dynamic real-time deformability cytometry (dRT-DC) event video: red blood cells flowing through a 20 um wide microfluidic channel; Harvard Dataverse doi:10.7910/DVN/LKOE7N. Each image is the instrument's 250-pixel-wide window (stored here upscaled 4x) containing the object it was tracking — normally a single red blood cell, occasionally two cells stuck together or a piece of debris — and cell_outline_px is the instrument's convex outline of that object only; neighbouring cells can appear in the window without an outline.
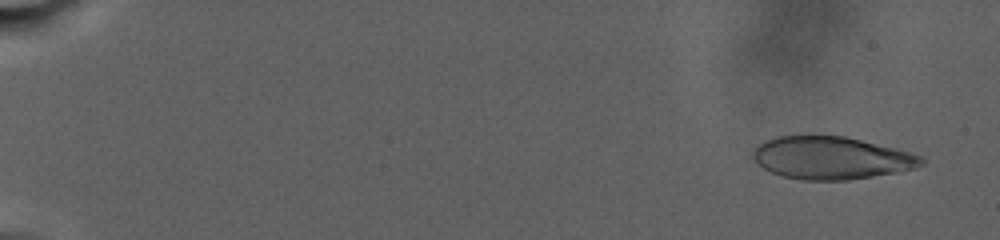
{"species": "human", "species_latin": "Homo sapiens", "temperature_condition": "warm", "stored_images_in_passage": 37, "camera_frame_rate_fps": 3000, "um_per_image_px": 0.085, "donor": {"sex": "male"}, "frame": {"image": 1, "passage_image": 3, "time_ms": 1.333, "image_size_px": [1000, 240], "cell_outline_px": [[924, 164], [912, 168], [896, 172], [848, 180], [800, 180], [784, 176], [772, 172], [756, 164], [752, 156], [752, 152], [764, 140], [776, 136], [844, 136], [908, 152], [920, 156], [924, 160]], "centroid_in_image_um": [70.6, 13.43], "position_along_channel_um": 14.4, "area_um2": 41.27}}
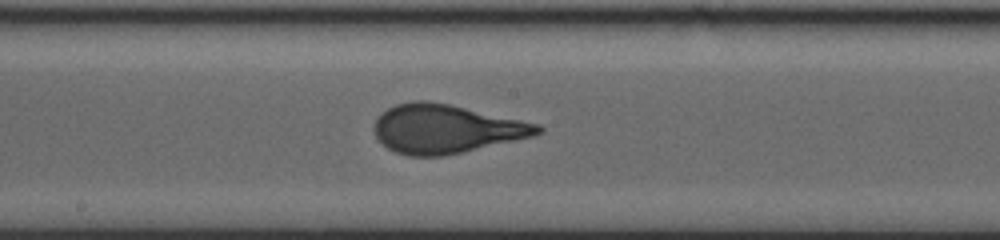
{"frame": {"image": 2, "passage_image": 23, "time_ms": 17.333, "image_size_px": [1000, 240], "cell_outline_px": [[544, 132], [532, 136], [444, 156], [408, 156], [396, 152], [388, 148], [376, 136], [372, 128], [376, 116], [380, 112], [396, 104], [412, 100], [424, 100], [448, 104], [540, 124], [544, 128]], "centroid_in_image_um": [37.86, 10.94], "position_along_channel_um": 210.3, "area_um2": 46.3}}
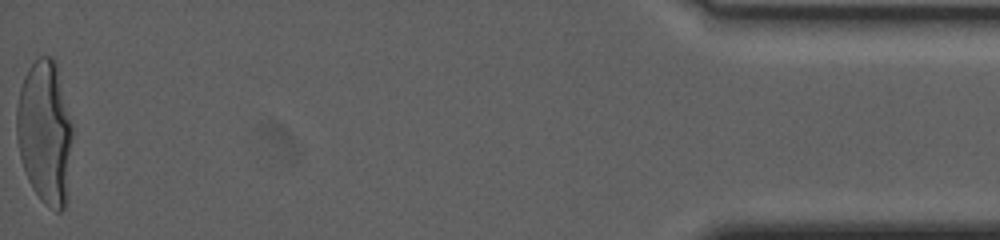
{"frame": {"image": 3, "passage_image": 37, "time_ms": 30.0, "image_size_px": [1000, 240], "cell_outline_px": [[72, 136], [68, 204], [60, 212], [56, 212], [44, 204], [40, 200], [32, 188], [28, 180], [20, 156], [16, 136], [16, 108], [20, 88], [24, 76], [28, 68], [40, 56], [52, 56], [56, 60], [72, 124]], "centroid_in_image_um": [3.84, 11.29], "position_along_channel_um": 431.4, "area_um2": 47.57}, "authors_computed_cell_mechanics": {"area_um2": 44.2748, "velocity_mm_per_s": 2.378, "shape_relaxation_time_tau1_ms": 7.8808, "shape_relaxation_time_tau2_ms": null, "deformation_change_tau1": 0.2492, "deformation_change_tau2": null}}